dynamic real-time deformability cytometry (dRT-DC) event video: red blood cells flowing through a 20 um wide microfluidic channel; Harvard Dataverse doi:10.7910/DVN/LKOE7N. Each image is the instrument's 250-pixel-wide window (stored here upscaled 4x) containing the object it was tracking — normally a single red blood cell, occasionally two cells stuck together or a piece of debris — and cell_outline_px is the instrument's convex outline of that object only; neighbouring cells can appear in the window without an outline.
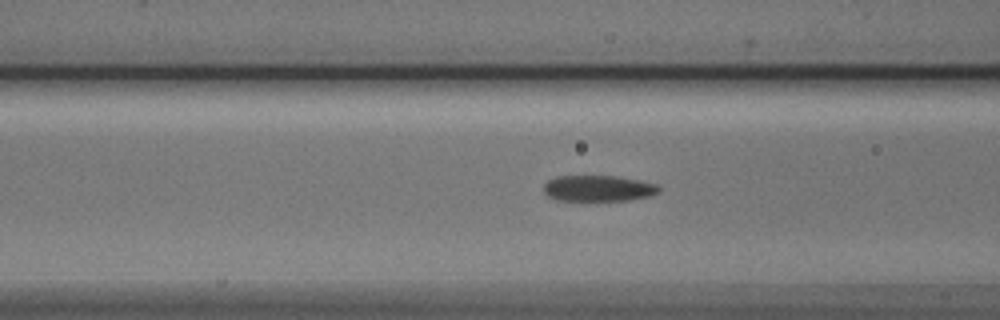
{"species": "Egyptian fruit bat (a non-hibernating species)", "species_latin": "Rousettus aegyptiacus", "temperature_condition": "cold", "stored_images_in_passage": 38, "camera_frame_rate_fps": 3000, "um_per_image_px": 0.085, "animal": {"sex": "male"}, "frame": {"image": 1, "passage_image": 17, "time_ms": 5.333, "image_size_px": [1000, 320], "cell_outline_px": [[660, 192], [652, 196], [628, 200], [556, 200], [548, 196], [544, 192], [544, 184], [548, 180], [556, 176], [616, 176], [656, 184], [660, 188]], "centroid_in_image_um": [50.85, 16.01], "position_along_channel_um": 115.7, "area_um2": 17.4}}
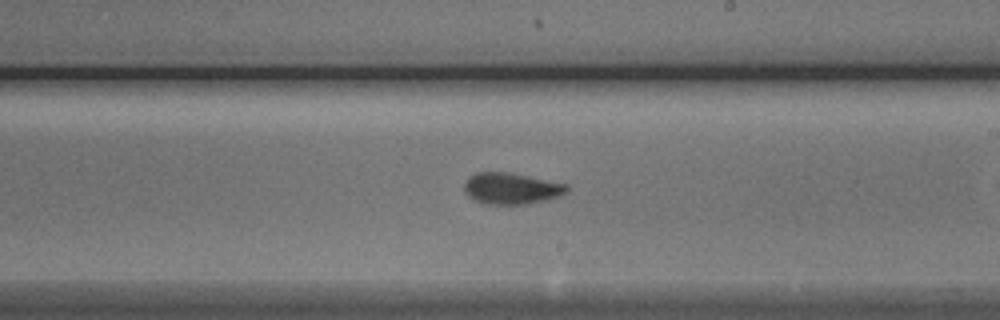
{"frame": {"image": 2, "passage_image": 27, "time_ms": 8.667, "image_size_px": [1000, 320], "cell_outline_px": [[568, 192], [560, 196], [528, 204], [484, 204], [468, 196], [464, 192], [464, 184], [468, 176], [476, 172], [508, 172], [568, 184]], "centroid_in_image_um": [43.45, 16.01], "position_along_channel_um": 245.5, "area_um2": 18.84}}
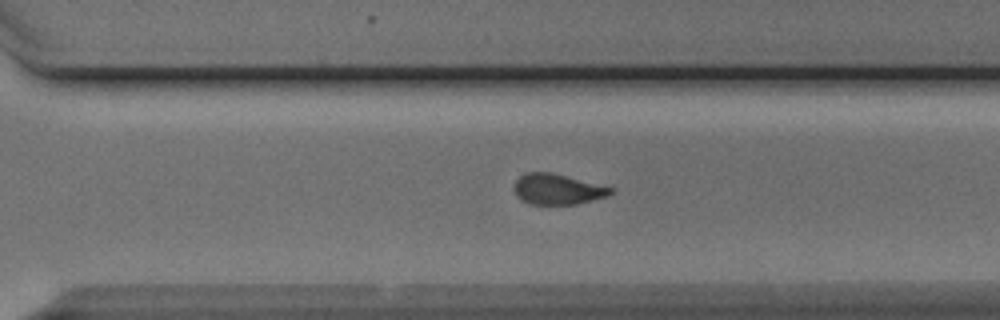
{"frame": {"image": 3, "passage_image": 33, "time_ms": 10.667, "image_size_px": [1000, 320], "cell_outline_px": [[612, 192], [608, 196], [576, 204], [528, 204], [520, 200], [516, 196], [512, 188], [516, 180], [520, 176], [528, 172], [552, 172], [612, 188]], "centroid_in_image_um": [47.31, 16.09], "position_along_channel_um": 323.3, "area_um2": 17.17}}